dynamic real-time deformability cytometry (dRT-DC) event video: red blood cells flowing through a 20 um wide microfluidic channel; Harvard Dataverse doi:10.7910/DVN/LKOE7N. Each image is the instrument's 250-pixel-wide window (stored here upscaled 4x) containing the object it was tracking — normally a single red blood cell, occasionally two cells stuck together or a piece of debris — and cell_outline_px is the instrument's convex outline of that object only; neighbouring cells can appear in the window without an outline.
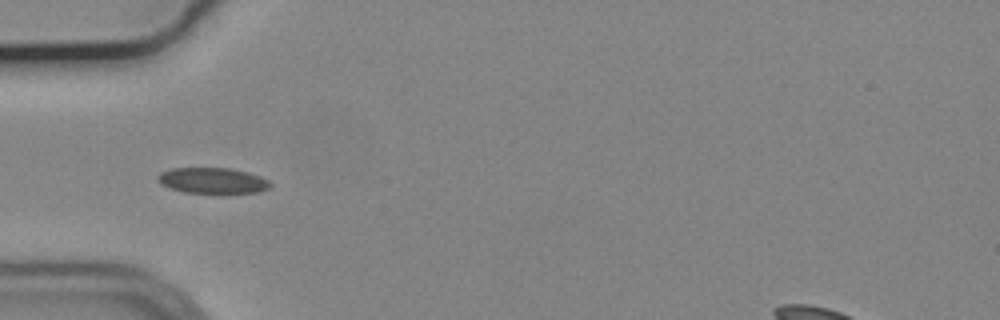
{"species": "common noctule bat (a hibernating species)", "species_latin": "Nyctalus noctula", "temperature_condition": "cold", "stored_images_in_passage": 11, "camera_frame_rate_fps": 3000, "um_per_image_px": 0.085, "animal": {"sex": "male", "body_mass_g": 19.2, "forearm_length_mm": 51.8}, "frame": {"image": 1, "passage_image": 4, "time_ms": 1.0, "image_size_px": [1000, 320], "cell_outline_px": [[272, 188], [256, 192], [184, 192], [168, 188], [160, 184], [156, 180], [156, 176], [160, 172], [172, 168], [228, 168], [248, 172], [260, 176], [268, 180], [272, 184]], "centroid_in_image_um": [18.03, 15.34], "position_along_channel_um": 67.0, "area_um2": 16.88}}
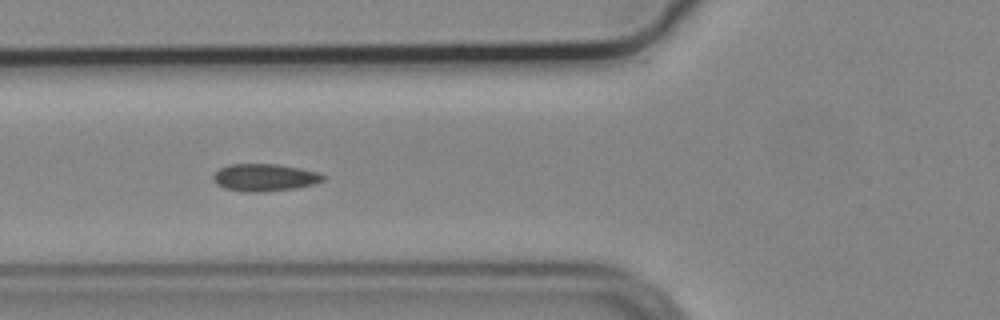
{"frame": {"image": 2, "passage_image": 7, "time_ms": 2.0, "image_size_px": [1000, 320], "cell_outline_px": [[324, 180], [312, 184], [296, 188], [260, 192], [248, 192], [224, 188], [216, 184], [212, 176], [220, 168], [232, 164], [280, 164], [320, 172], [324, 176]], "centroid_in_image_um": [22.5, 15.08], "position_along_channel_um": 103.3, "area_um2": 17.46}}